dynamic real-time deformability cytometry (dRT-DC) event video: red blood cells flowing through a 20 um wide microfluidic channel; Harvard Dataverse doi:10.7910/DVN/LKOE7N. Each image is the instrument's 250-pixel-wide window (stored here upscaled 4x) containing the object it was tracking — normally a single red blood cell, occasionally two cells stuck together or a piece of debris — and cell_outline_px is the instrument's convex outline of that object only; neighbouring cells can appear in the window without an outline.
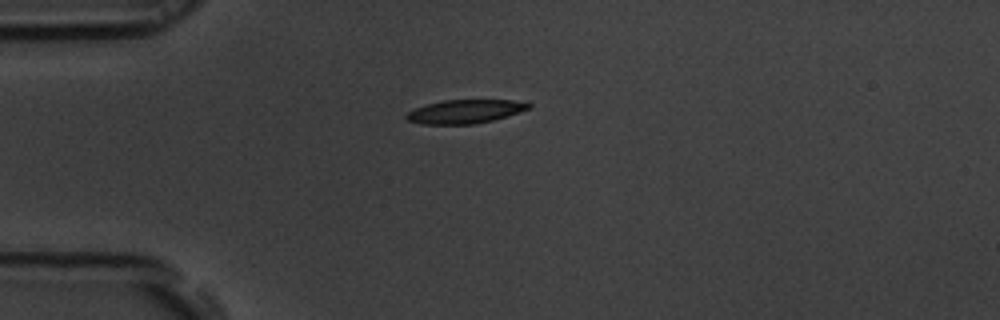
{"species": "common noctule bat (a hibernating species)", "species_latin": "Nyctalus noctula", "temperature_condition": "room temperature", "stored_images_in_passage": 41, "camera_frame_rate_fps": 3000, "um_per_image_px": 0.085, "animal": {"sex": "male", "body_mass_g": 19.5, "forearm_length_mm": 54.6}, "frame": {"image": 1, "passage_image": 1, "time_ms": 0.0, "image_size_px": [1000, 320], "cell_outline_px": [[532, 108], [508, 116], [492, 120], [472, 124], [420, 124], [408, 120], [404, 116], [408, 112], [416, 108], [428, 104], [444, 100], [528, 100], [532, 104]], "centroid_in_image_um": [39.62, 9.47], "position_along_channel_um": 45.4, "area_um2": 16.99}}
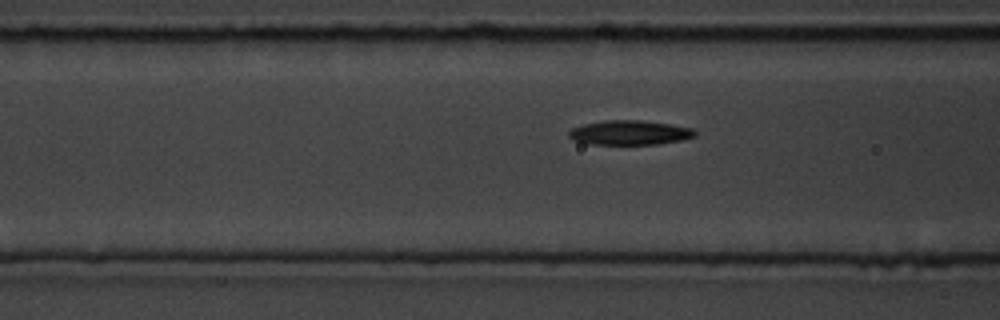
{"frame": {"image": 2, "passage_image": 8, "time_ms": 2.333, "image_size_px": [1000, 320], "cell_outline_px": [[696, 136], [680, 140], [656, 144], [588, 144], [576, 140], [568, 136], [568, 132], [572, 128], [584, 124], [604, 120], [640, 120], [668, 124], [692, 128], [696, 132]], "centroid_in_image_um": [53.5, 11.27], "position_along_channel_um": 113.1, "area_um2": 17.8}}
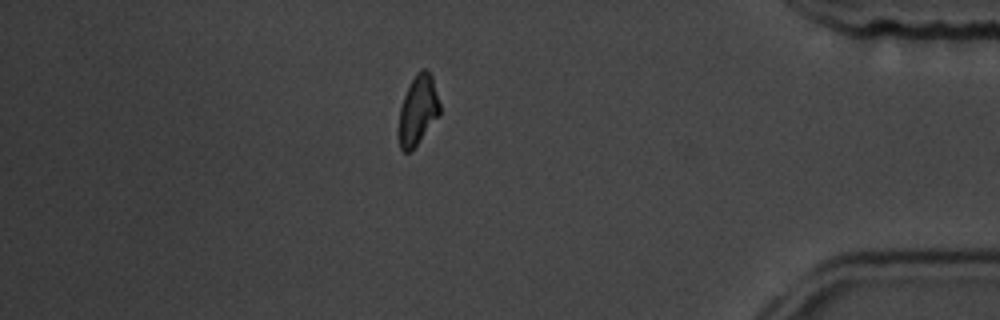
{"frame": {"image": 3, "passage_image": 34, "time_ms": 11.0, "image_size_px": [1000, 320], "cell_outline_px": [[440, 116], [412, 152], [404, 152], [400, 148], [400, 108], [404, 96], [416, 72], [420, 68], [424, 68], [432, 76], [440, 104]], "centroid_in_image_um": [35.56, 9.39], "position_along_channel_um": 399.6, "area_um2": 16.65}, "authors_computed_cell_mechanics": {"area_um2": 17.5712, "velocity_mm_per_s": 3.7363, "shape_relaxation_time_tau1_ms": 5.0415, "shape_relaxation_time_tau2_ms": null, "deformation_change_tau1": 0.1845, "deformation_change_tau2": null}}